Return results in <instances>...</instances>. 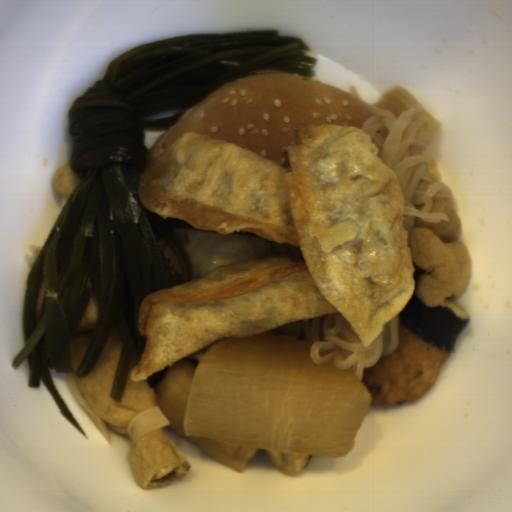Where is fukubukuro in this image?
Here are the masks:
<instances>
[{
  "label": "fukubukuro",
  "mask_w": 512,
  "mask_h": 512,
  "mask_svg": "<svg viewBox=\"0 0 512 512\" xmlns=\"http://www.w3.org/2000/svg\"><path fill=\"white\" fill-rule=\"evenodd\" d=\"M95 328L75 331L70 341L73 371L65 372L69 391L109 445L113 432L127 434L128 460L133 482L152 490L174 484L189 470V463L165 433L168 416L146 379L128 378L121 401L110 397L123 349L114 323L101 354L88 375L78 378Z\"/></svg>",
  "instance_id": "cee8face"
},
{
  "label": "fukubukuro",
  "mask_w": 512,
  "mask_h": 512,
  "mask_svg": "<svg viewBox=\"0 0 512 512\" xmlns=\"http://www.w3.org/2000/svg\"><path fill=\"white\" fill-rule=\"evenodd\" d=\"M429 213H443L447 220L414 219L406 241L410 249L415 279L413 293L427 307H437L463 297L471 280L470 255L457 241L460 220L449 204L439 197Z\"/></svg>",
  "instance_id": "7c61306e"
},
{
  "label": "fukubukuro",
  "mask_w": 512,
  "mask_h": 512,
  "mask_svg": "<svg viewBox=\"0 0 512 512\" xmlns=\"http://www.w3.org/2000/svg\"><path fill=\"white\" fill-rule=\"evenodd\" d=\"M70 162L57 168L51 178L52 189L66 202L69 194L78 186L80 177L69 166Z\"/></svg>",
  "instance_id": "a1c81900"
},
{
  "label": "fukubukuro",
  "mask_w": 512,
  "mask_h": 512,
  "mask_svg": "<svg viewBox=\"0 0 512 512\" xmlns=\"http://www.w3.org/2000/svg\"><path fill=\"white\" fill-rule=\"evenodd\" d=\"M270 463L285 477H294L314 459L315 455H296L268 451Z\"/></svg>",
  "instance_id": "d8cf736a"
}]
</instances>
